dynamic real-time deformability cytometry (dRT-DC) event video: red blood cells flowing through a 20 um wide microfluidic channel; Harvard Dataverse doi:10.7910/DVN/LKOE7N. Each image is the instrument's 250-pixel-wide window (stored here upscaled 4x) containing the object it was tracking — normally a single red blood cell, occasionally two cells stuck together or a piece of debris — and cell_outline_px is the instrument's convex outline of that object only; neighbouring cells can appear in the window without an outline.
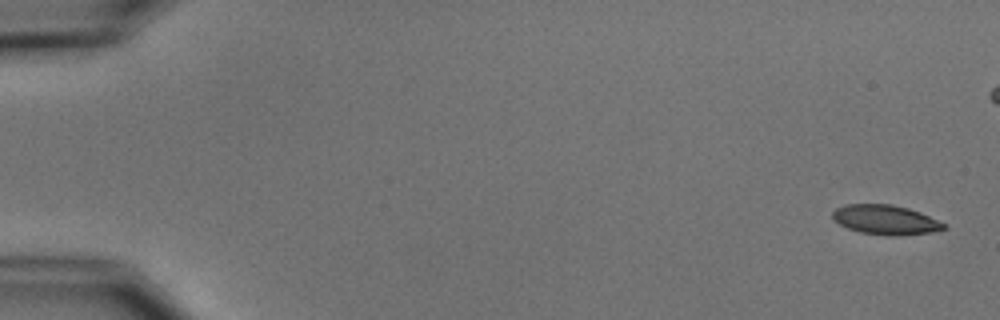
{"species": "common noctule bat (a hibernating species)", "species_latin": "Nyctalus noctula", "temperature_condition": "cold", "stored_images_in_passage": 6, "camera_frame_rate_fps": 3000, "um_per_image_px": 0.085, "animal": {"sex": "male", "body_mass_g": 15.6}, "frame": {"image": 1, "passage_image": 1, "time_ms": 0.0, "image_size_px": [1000, 320], "cell_outline_px": [[948, 228], [932, 232], [892, 236], [888, 236], [860, 232], [848, 228], [840, 224], [832, 216], [832, 212], [836, 208], [844, 204], [892, 204], [908, 208], [920, 212], [948, 224]], "centroid_in_image_um": [75.31, 18.68], "position_along_channel_um": 9.7, "area_um2": 19.25}}